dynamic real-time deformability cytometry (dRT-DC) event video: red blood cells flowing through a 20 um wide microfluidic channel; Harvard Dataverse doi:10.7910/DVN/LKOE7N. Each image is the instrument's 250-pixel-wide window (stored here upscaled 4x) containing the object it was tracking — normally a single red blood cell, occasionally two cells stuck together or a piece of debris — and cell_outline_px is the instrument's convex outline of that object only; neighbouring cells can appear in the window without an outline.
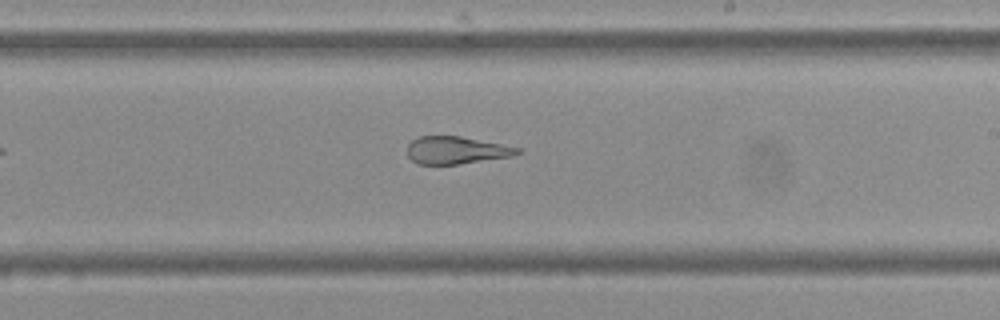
{"species": "Egyptian fruit bat (a non-hibernating species)", "species_latin": "Rousettus aegyptiacus", "temperature_condition": "cold", "stored_images_in_passage": 41, "camera_frame_rate_fps": 3000, "um_per_image_px": 0.085, "frame": {"image": 1, "passage_image": 18, "time_ms": 5.667, "image_size_px": [1000, 320], "cell_outline_px": [[524, 152], [512, 156], [456, 164], [416, 164], [408, 156], [408, 144], [416, 136], [460, 136], [524, 148]], "centroid_in_image_um": [38.82, 12.76], "position_along_channel_um": 250.2, "area_um2": 17.74}, "authors_computed_cell_mechanics": {"area_um2": 20.808, "velocity_mm_per_s": 3.6919, "shape_relaxation_time_tau1_ms": null, "shape_relaxation_time_tau2_ms": 1.6318, "deformation_change_tau1": null, "deformation_change_tau2": 0.1037}}